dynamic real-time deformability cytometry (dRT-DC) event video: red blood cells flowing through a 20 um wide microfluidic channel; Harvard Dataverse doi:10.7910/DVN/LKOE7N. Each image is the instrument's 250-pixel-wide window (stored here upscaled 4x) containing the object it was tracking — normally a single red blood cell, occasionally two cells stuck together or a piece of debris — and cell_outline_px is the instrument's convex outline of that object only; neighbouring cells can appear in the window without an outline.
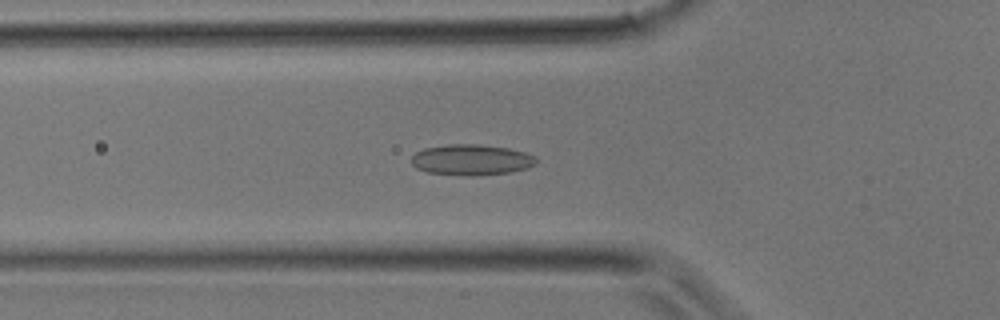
{"species": "common noctule bat (a hibernating species)", "species_latin": "Nyctalus noctula", "temperature_condition": "room temperature", "stored_images_in_passage": 33, "camera_frame_rate_fps": 3000, "um_per_image_px": 0.085, "animal": {"sex": "male", "body_mass_g": 17.9}, "frame": {"image": 1, "passage_image": 10, "time_ms": 3.0, "image_size_px": [1000, 320], "cell_outline_px": [[536, 164], [528, 168], [512, 172], [472, 176], [464, 176], [428, 172], [416, 168], [412, 164], [412, 156], [416, 152], [424, 148], [448, 144], [476, 144], [508, 148], [524, 152], [536, 156]], "centroid_in_image_um": [40.08, 13.59], "position_along_channel_um": 85.7, "area_um2": 22.48}}
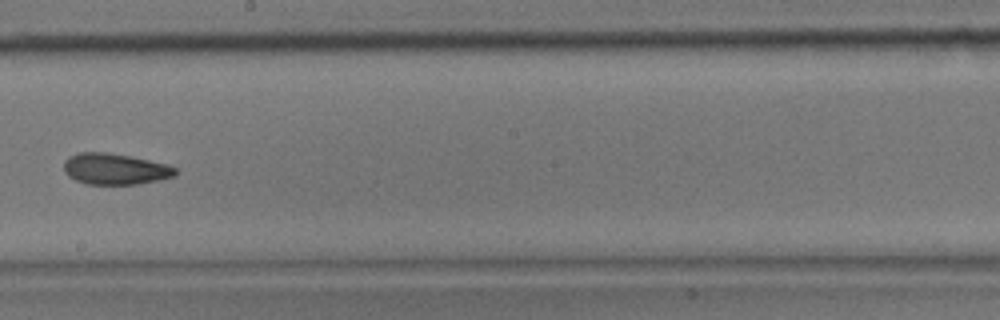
{"frame": {"image": 2, "passage_image": 18, "time_ms": 5.667, "image_size_px": [1000, 320], "cell_outline_px": [[176, 172], [172, 176], [160, 180], [136, 184], [88, 184], [76, 180], [68, 176], [64, 172], [64, 160], [68, 156], [80, 152], [108, 152], [168, 164], [176, 168]], "centroid_in_image_um": [9.74, 14.36], "position_along_channel_um": 238.5, "area_um2": 20.17}}
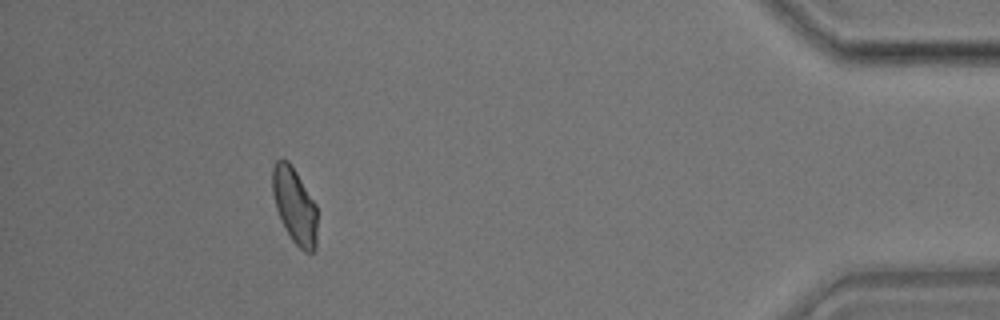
{"frame": {"image": 3, "passage_image": 30, "time_ms": 9.667, "image_size_px": [1000, 320], "cell_outline_px": [[316, 248], [312, 252], [304, 252], [292, 240], [276, 208], [272, 192], [272, 168], [276, 160], [288, 160], [292, 164], [316, 204]], "centroid_in_image_um": [25.04, 17.44], "position_along_channel_um": 410.2, "area_um2": 19.59}}